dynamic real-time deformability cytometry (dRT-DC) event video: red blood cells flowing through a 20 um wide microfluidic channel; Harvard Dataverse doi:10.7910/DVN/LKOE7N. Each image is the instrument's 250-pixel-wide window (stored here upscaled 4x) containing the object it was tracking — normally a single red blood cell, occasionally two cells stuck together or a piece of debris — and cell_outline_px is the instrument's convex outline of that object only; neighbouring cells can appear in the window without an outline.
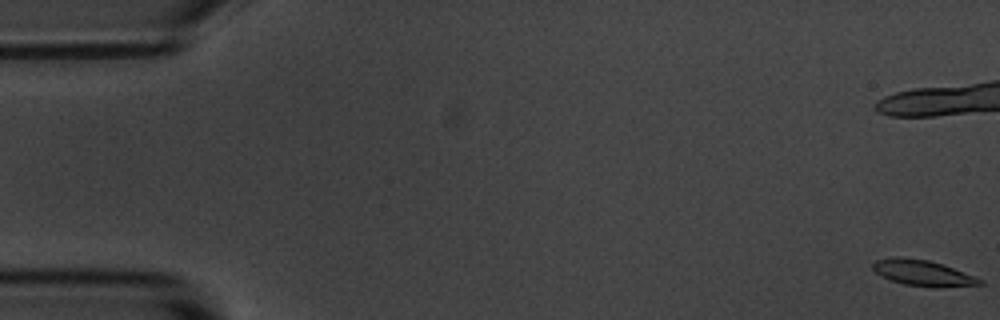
{"species": "common noctule bat (a hibernating species)", "species_latin": "Nyctalus noctula", "temperature_condition": "room temperature", "stored_images_in_passage": 7, "camera_frame_rate_fps": 3000, "um_per_image_px": 0.085, "animal": {"sex": "male", "body_mass_g": 20.1, "forearm_length_mm": 53.5}, "frame": {"image": 1, "passage_image": 1, "time_ms": 0.0, "image_size_px": [1000, 320], "cell_outline_px": [[984, 284], [904, 284], [892, 280], [876, 272], [872, 268], [872, 264], [876, 260], [900, 256], [904, 256], [928, 260], [952, 268], [984, 280]], "centroid_in_image_um": [78.32, 23.12], "position_along_channel_um": 6.7, "area_um2": 14.74}}